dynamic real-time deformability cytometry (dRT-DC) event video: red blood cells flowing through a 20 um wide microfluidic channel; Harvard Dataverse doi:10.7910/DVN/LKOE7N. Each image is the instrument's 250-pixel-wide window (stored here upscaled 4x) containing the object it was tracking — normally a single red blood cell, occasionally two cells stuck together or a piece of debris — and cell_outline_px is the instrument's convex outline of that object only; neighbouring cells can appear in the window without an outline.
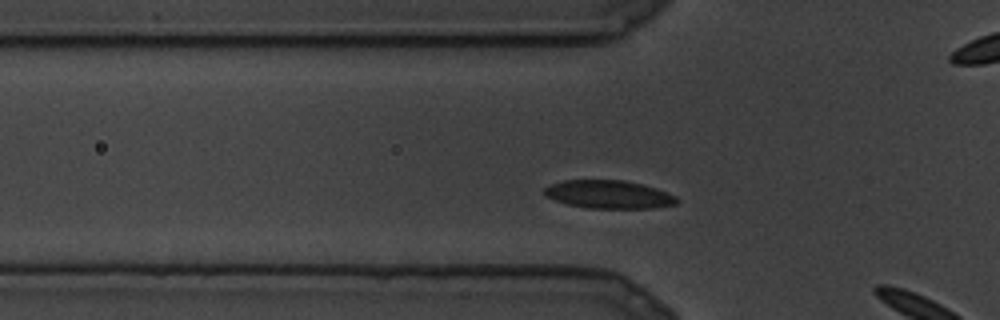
{"species": "common noctule bat (a hibernating species)", "species_latin": "Nyctalus noctula", "temperature_condition": "cold", "stored_images_in_passage": 6, "camera_frame_rate_fps": 3000, "um_per_image_px": 0.085, "animal": {"sex": "male", "body_mass_g": 19.5, "forearm_length_mm": 54.6}, "frame": {"image": 1, "passage_image": 5, "time_ms": 1.333, "image_size_px": [1000, 320], "cell_outline_px": [[680, 200], [676, 204], [652, 208], [588, 208], [568, 204], [544, 196], [544, 188], [552, 184], [564, 180], [624, 180], [656, 188], [676, 196]], "centroid_in_image_um": [51.75, 16.53], "position_along_channel_um": 74.0, "area_um2": 21.62}}